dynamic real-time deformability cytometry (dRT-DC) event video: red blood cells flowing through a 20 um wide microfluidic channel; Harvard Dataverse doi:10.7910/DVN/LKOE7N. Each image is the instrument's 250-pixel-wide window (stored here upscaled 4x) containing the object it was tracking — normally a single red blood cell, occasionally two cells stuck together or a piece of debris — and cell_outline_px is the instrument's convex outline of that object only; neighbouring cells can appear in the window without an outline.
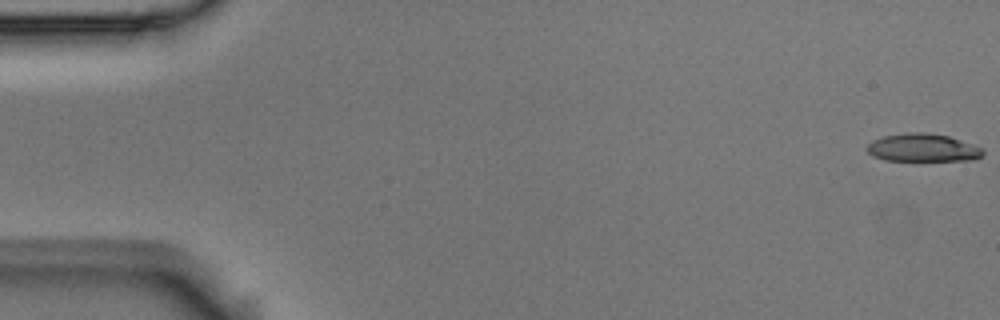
{"species": "Egyptian fruit bat (a non-hibernating species)", "species_latin": "Rousettus aegyptiacus", "temperature_condition": "room temperature", "stored_images_in_passage": 6, "segment_of_instrument_passage": [1, 2], "camera_frame_rate_fps": 3000, "um_per_image_px": 0.085, "animal": {"sex": "male"}, "frame": {"image": 1, "passage_image": 1, "time_ms": 0.0, "image_size_px": [1000, 320], "cell_outline_px": [[984, 152], [980, 156], [972, 160], [884, 160], [872, 156], [864, 148], [872, 140], [884, 136], [904, 132], [920, 132], [948, 136], [984, 148]], "centroid_in_image_um": [78.39, 12.55], "position_along_channel_um": 6.6, "area_um2": 18.84}}
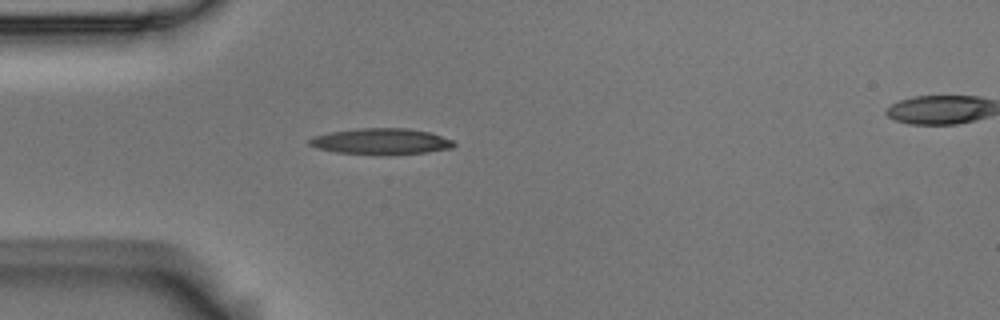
{"frame": {"image": 2, "passage_image": 5, "time_ms": 1.333, "image_size_px": [1000, 320], "cell_outline_px": [[456, 144], [452, 148], [428, 152], [388, 156], [336, 152], [316, 148], [308, 144], [308, 140], [312, 136], [328, 132], [356, 128], [408, 128], [432, 132], [452, 140]], "centroid_in_image_um": [32.39, 12.03], "position_along_channel_um": 52.6, "area_um2": 22.54}}